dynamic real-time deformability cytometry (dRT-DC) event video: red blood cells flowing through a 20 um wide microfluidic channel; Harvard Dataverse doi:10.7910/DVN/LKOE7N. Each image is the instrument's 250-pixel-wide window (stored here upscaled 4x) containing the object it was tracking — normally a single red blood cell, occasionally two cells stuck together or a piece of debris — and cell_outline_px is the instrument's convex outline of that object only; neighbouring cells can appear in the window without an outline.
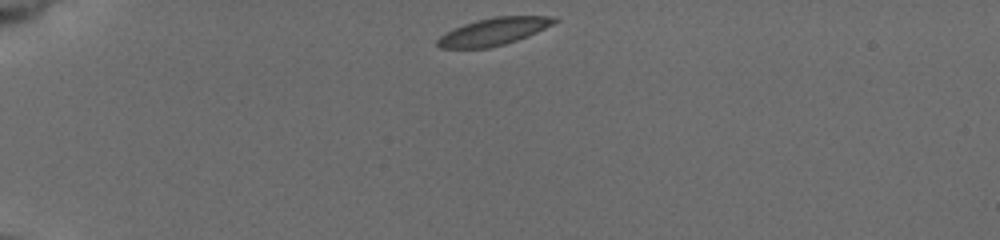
{"species": "common noctule bat (a hibernating species)", "species_latin": "Nyctalus noctula", "temperature_condition": "cold", "stored_images_in_passage": 3, "camera_frame_rate_fps": 3000, "um_per_image_px": 0.085, "animal": {"sex": "female", "body_mass_g": 19.5, "forearm_length_mm": 54.1}, "frame": {"image": 1, "passage_image": 1, "time_ms": 0.0, "image_size_px": [1000, 240], "cell_outline_px": [[560, 20], [528, 36], [504, 44], [488, 48], [440, 48], [436, 44], [436, 40], [440, 36], [464, 24], [476, 20], [496, 16], [556, 16]], "centroid_in_image_um": [41.97, 2.67], "position_along_channel_um": 43.0, "area_um2": 18.44}}